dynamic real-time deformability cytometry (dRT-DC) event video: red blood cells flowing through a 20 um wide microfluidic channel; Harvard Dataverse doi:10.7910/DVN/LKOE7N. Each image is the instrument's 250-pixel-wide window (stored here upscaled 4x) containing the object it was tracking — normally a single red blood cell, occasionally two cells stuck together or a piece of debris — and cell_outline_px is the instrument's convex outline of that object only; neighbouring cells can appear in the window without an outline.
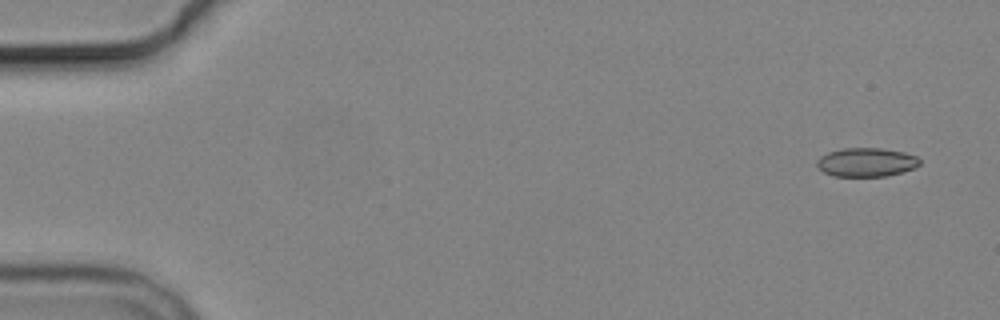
{"species": "common noctule bat (a hibernating species)", "species_latin": "Nyctalus noctula", "temperature_condition": "cold", "stored_images_in_passage": 6, "segment_of_instrument_passage": [1, 2], "camera_frame_rate_fps": 3000, "um_per_image_px": 0.085, "animal": {"sex": "male", "body_mass_g": 19.2, "forearm_length_mm": 51.8}, "frame": {"image": 1, "passage_image": 1, "time_ms": 0.0, "image_size_px": [1000, 320], "cell_outline_px": [[920, 164], [916, 168], [904, 172], [884, 176], [832, 176], [824, 172], [816, 164], [816, 160], [820, 156], [828, 152], [844, 148], [880, 148], [904, 152], [916, 156], [920, 160]], "centroid_in_image_um": [73.65, 13.79], "position_along_channel_um": 11.3, "area_um2": 17.34}}
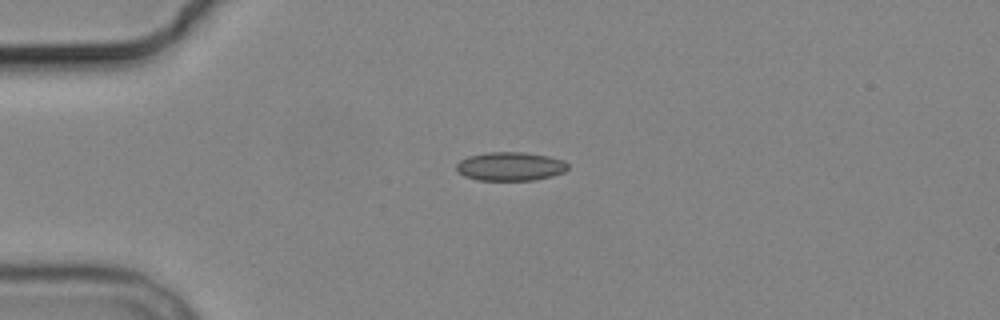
{"frame": {"image": 2, "passage_image": 4, "time_ms": 3.667, "image_size_px": [1000, 320], "cell_outline_px": [[568, 168], [564, 172], [552, 176], [536, 180], [476, 180], [464, 176], [456, 172], [456, 164], [460, 160], [468, 156], [488, 152], [524, 152], [548, 156], [564, 160], [568, 164]], "centroid_in_image_um": [43.36, 14.14], "position_along_channel_um": 41.6, "area_um2": 18.84}}